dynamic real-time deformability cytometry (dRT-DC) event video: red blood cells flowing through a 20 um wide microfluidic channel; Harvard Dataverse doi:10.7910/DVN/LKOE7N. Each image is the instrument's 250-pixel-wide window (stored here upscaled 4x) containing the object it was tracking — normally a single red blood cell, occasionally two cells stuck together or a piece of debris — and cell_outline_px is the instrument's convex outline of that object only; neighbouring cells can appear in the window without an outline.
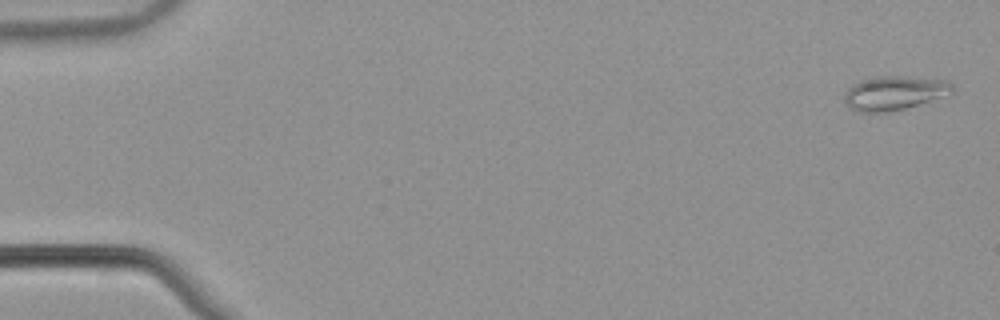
{"species": "common noctule bat (a hibernating species)", "species_latin": "Nyctalus noctula", "temperature_condition": "warm", "stored_images_in_passage": 54, "camera_frame_rate_fps": 3000, "um_per_image_px": 0.085, "animal": {"sex": "male", "body_mass_g": 21.5, "forearm_length_mm": 52.0}, "frame": {"image": 1, "passage_image": 2, "time_ms": 0.333, "image_size_px": [1000, 320], "cell_outline_px": [[952, 92], [904, 108], [888, 112], [860, 112], [848, 108], [844, 100], [844, 92], [852, 84], [860, 80], [876, 76], [908, 76], [948, 80], [952, 84]], "centroid_in_image_um": [75.93, 7.88], "position_along_channel_um": 9.1, "area_um2": 21.27}}
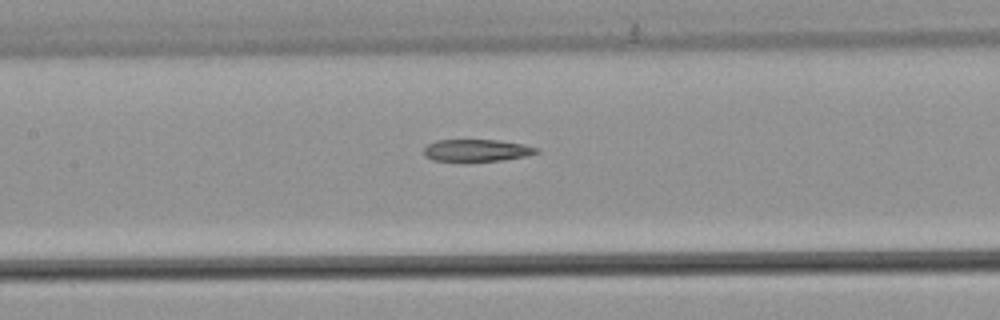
{"frame": {"image": 2, "passage_image": 26, "time_ms": 8.333, "image_size_px": [1000, 320], "cell_outline_px": [[540, 152], [524, 156], [504, 160], [432, 160], [424, 156], [424, 148], [428, 144], [436, 140], [496, 140], [524, 144], [540, 148]], "centroid_in_image_um": [40.54, 12.76], "position_along_channel_um": 166.9, "area_um2": 14.28}}
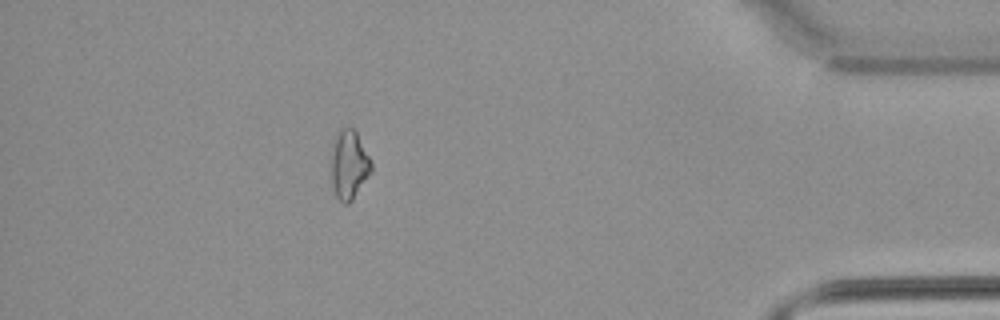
{"frame": {"image": 3, "passage_image": 48, "time_ms": 15.667, "image_size_px": [1000, 320], "cell_outline_px": [[372, 172], [352, 200], [348, 204], [344, 204], [336, 196], [332, 184], [332, 144], [336, 132], [340, 128], [352, 128], [356, 132], [372, 164]], "centroid_in_image_um": [29.66, 14.0], "position_along_channel_um": 405.5, "area_um2": 15.95}, "authors_computed_cell_mechanics": {"area_um2": 16.2707, "velocity_mm_per_s": 3.8838, "shape_relaxation_time_tau1_ms": null, "shape_relaxation_time_tau2_ms": 11.0607, "deformation_change_tau1": null, "deformation_change_tau2": 0.2668}}